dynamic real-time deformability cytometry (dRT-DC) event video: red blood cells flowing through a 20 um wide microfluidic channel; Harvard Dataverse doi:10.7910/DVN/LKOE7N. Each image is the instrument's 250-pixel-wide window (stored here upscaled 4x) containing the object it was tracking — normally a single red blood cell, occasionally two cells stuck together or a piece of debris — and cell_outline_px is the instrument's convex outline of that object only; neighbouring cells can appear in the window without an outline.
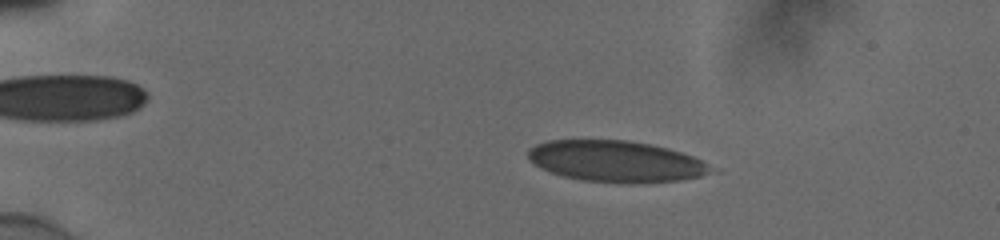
{"species": "human", "species_latin": "Homo sapiens", "temperature_condition": "cold", "stored_images_in_passage": 27, "camera_frame_rate_fps": 3000, "um_per_image_px": 0.085, "donor": {"sex": "male"}, "frame": {"image": 1, "passage_image": 12, "time_ms": 3.667, "image_size_px": [1000, 240], "cell_outline_px": [[720, 172], [680, 180], [648, 184], [628, 184], [584, 180], [564, 176], [552, 172], [528, 160], [528, 148], [536, 144], [548, 140], [628, 140], [652, 144], [668, 148], [692, 156], [720, 168]], "centroid_in_image_um": [52.48, 13.73], "position_along_channel_um": 32.5, "area_um2": 44.68}}
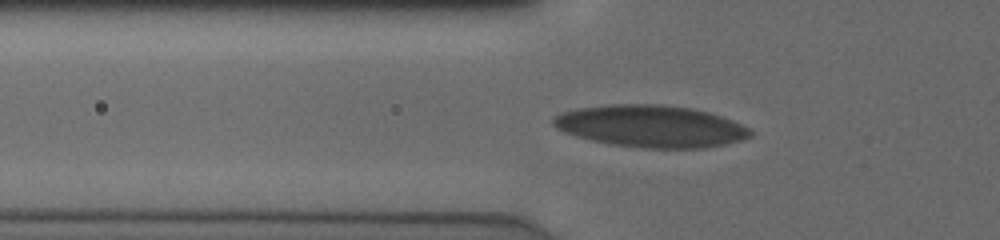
{"frame": {"image": 2, "passage_image": 21, "time_ms": 6.667, "image_size_px": [1000, 240], "cell_outline_px": [[752, 136], [740, 140], [724, 144], [704, 148], [640, 148], [608, 144], [576, 136], [564, 132], [556, 128], [552, 124], [552, 120], [556, 116], [564, 112], [580, 108], [612, 104], [664, 104], [692, 108], [708, 112], [732, 120], [748, 128], [752, 132]], "centroid_in_image_um": [55.32, 10.73], "position_along_channel_um": 70.5, "area_um2": 48.15}}
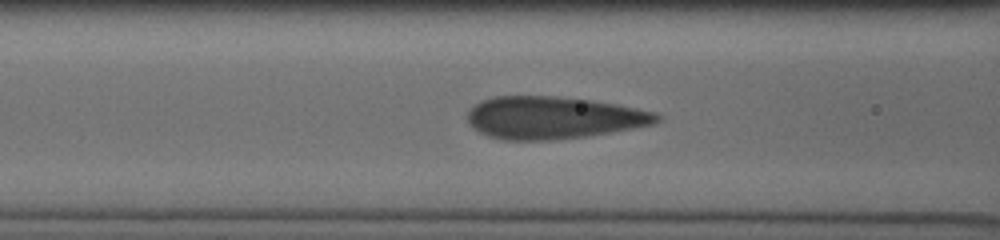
{"frame": {"image": 3, "passage_image": 25, "time_ms": 8.0, "image_size_px": [1000, 240], "cell_outline_px": [[660, 120], [652, 124], [612, 132], [584, 136], [552, 140], [504, 140], [488, 136], [472, 128], [468, 124], [468, 112], [476, 104], [484, 100], [496, 96], [556, 96], [592, 100], [616, 104], [656, 112], [660, 116]], "centroid_in_image_um": [47.02, 10.0], "position_along_channel_um": 119.6, "area_um2": 46.53}}